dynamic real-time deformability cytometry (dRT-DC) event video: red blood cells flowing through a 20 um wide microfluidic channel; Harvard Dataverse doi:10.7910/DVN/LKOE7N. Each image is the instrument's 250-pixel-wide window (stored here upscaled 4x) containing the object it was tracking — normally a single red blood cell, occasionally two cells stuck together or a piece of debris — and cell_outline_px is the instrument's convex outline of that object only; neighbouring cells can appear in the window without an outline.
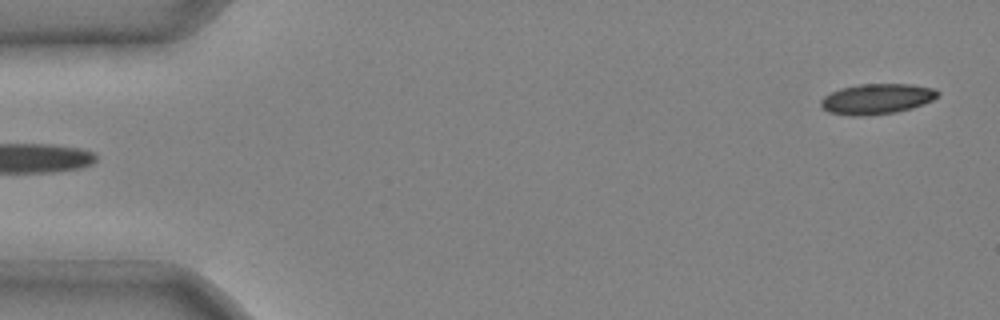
{"species": "common noctule bat (a hibernating species)", "species_latin": "Nyctalus noctula", "temperature_condition": "cold", "stored_images_in_passage": 5, "camera_frame_rate_fps": 3000, "um_per_image_px": 0.085, "animal": {"sex": "male", "body_mass_g": 20.4}, "frame": {"image": 1, "passage_image": 1, "time_ms": 0.0, "image_size_px": [1000, 320], "cell_outline_px": [[940, 92], [932, 100], [912, 108], [896, 112], [864, 116], [852, 116], [828, 112], [820, 104], [820, 100], [824, 96], [840, 88], [860, 84], [912, 84], [932, 88]], "centroid_in_image_um": [74.5, 8.41], "position_along_channel_um": 10.5, "area_um2": 20.63}}
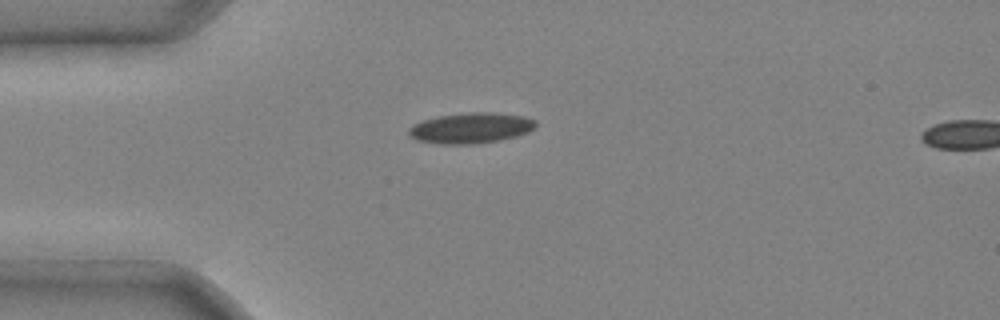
{"frame": {"image": 2, "passage_image": 4, "time_ms": 1.0, "image_size_px": [1000, 320], "cell_outline_px": [[536, 124], [528, 132], [516, 136], [500, 140], [476, 144], [436, 144], [416, 140], [408, 132], [408, 128], [412, 124], [424, 120], [440, 116], [472, 112], [492, 112], [524, 116], [536, 120]], "centroid_in_image_um": [40.01, 10.89], "position_along_channel_um": 45.0, "area_um2": 22.6}}